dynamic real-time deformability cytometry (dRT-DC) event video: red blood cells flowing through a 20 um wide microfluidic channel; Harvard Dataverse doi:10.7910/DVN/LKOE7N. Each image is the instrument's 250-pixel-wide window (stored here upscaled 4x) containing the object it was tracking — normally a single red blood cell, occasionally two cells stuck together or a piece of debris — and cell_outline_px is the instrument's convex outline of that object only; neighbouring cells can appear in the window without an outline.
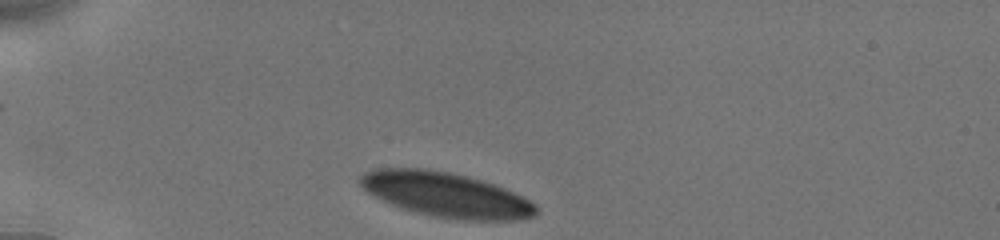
{"species": "human", "species_latin": "Homo sapiens", "temperature_condition": "cold", "stored_images_in_passage": 14, "camera_frame_rate_fps": 3000, "um_per_image_px": 0.085, "donor": {"sex": "male"}, "frame": {"image": 1, "passage_image": 1, "time_ms": 0.0, "image_size_px": [1000, 240], "cell_outline_px": [[540, 208], [536, 216], [520, 220], [460, 220], [432, 216], [416, 212], [392, 204], [368, 192], [356, 180], [364, 172], [372, 168], [424, 168], [448, 172], [480, 180], [504, 188], [536, 204]], "centroid_in_image_um": [37.91, 16.55], "position_along_channel_um": 47.1, "area_um2": 45.6}}
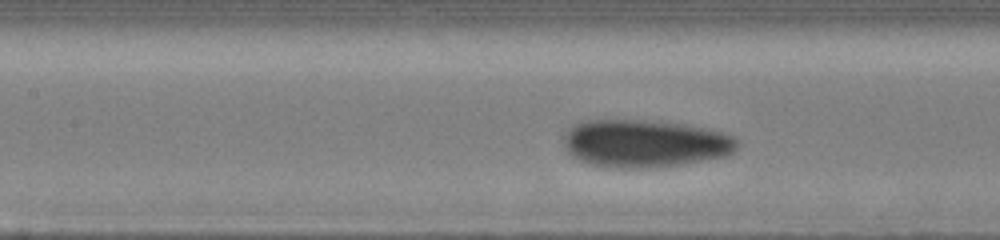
{"frame": {"image": 2, "passage_image": 10, "time_ms": 3.667, "image_size_px": [1000, 240], "cell_outline_px": [[736, 148], [732, 152], [724, 156], [680, 164], [656, 168], [604, 168], [588, 164], [572, 156], [568, 152], [564, 144], [564, 136], [576, 124], [588, 120], [644, 120], [688, 124], [708, 128], [724, 132], [732, 136], [736, 140]], "centroid_in_image_um": [54.8, 12.2], "position_along_channel_um": 152.6, "area_um2": 48.26}}
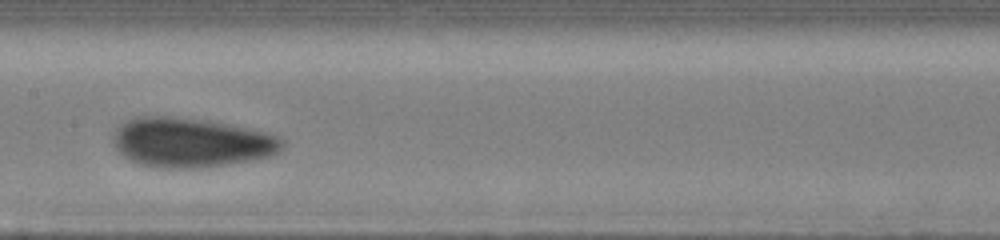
{"frame": {"image": 3, "passage_image": 12, "time_ms": 4.667, "image_size_px": [1000, 240], "cell_outline_px": [[284, 148], [268, 156], [252, 160], [204, 168], [156, 168], [140, 164], [124, 156], [116, 148], [112, 140], [116, 128], [128, 120], [136, 116], [168, 116], [208, 120], [268, 132], [284, 140]], "centroid_in_image_um": [16.24, 12.11], "position_along_channel_um": 191.2, "area_um2": 48.9}}